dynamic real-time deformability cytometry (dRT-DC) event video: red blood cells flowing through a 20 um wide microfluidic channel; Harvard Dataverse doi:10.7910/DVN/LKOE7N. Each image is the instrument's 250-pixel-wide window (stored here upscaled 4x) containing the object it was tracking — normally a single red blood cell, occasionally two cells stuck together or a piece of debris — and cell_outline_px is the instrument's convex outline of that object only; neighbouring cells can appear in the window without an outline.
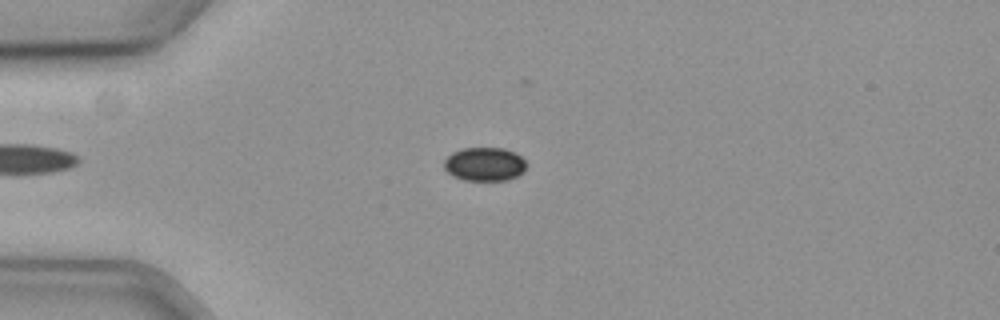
{"species": "common noctule bat (a hibernating species)", "species_latin": "Nyctalus noctula", "temperature_condition": "cold", "stored_images_in_passage": 51, "camera_frame_rate_fps": 3000, "um_per_image_px": 0.085, "animal": {"sex": "female", "body_mass_g": 19.3, "forearm_length_mm": 54.1}, "frame": {"image": 1, "passage_image": 8, "time_ms": 2.333, "image_size_px": [1000, 320], "cell_outline_px": [[528, 164], [524, 172], [508, 180], [464, 180], [452, 176], [444, 168], [444, 160], [452, 152], [464, 148], [504, 148], [516, 152]], "centroid_in_image_um": [41.21, 13.95], "position_along_channel_um": 43.8, "area_um2": 16.3}}
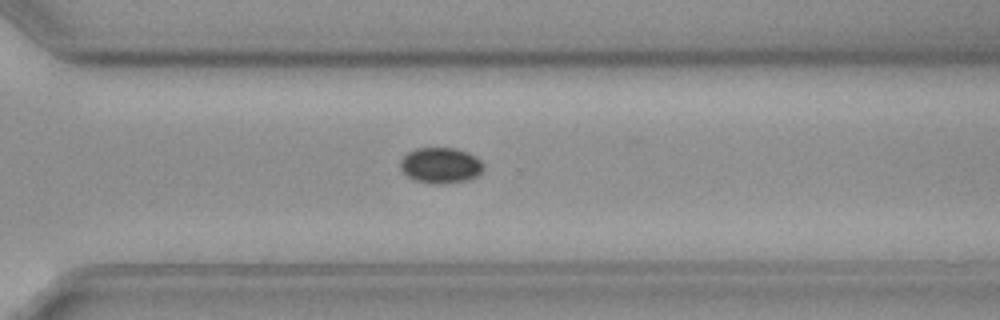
{"frame": {"image": 2, "passage_image": 34, "time_ms": 11.0, "image_size_px": [1000, 320], "cell_outline_px": [[484, 168], [476, 176], [468, 180], [444, 184], [436, 184], [416, 180], [408, 176], [400, 168], [400, 160], [408, 152], [416, 148], [456, 148], [468, 152], [476, 156], [484, 164]], "centroid_in_image_um": [37.47, 14.05], "position_along_channel_um": 333.1, "area_um2": 17.34}}
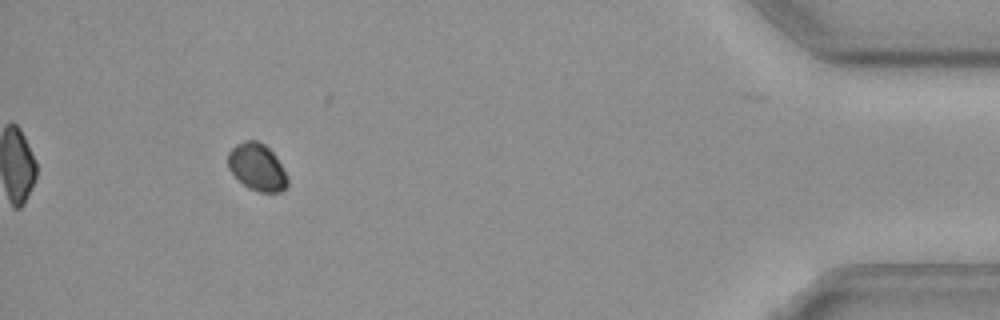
{"frame": {"image": 3, "passage_image": 46, "time_ms": 15.0, "image_size_px": [1000, 320], "cell_outline_px": [[288, 188], [280, 192], [260, 192], [248, 188], [228, 168], [228, 152], [236, 144], [244, 140], [256, 140], [264, 144], [276, 156], [288, 180]], "centroid_in_image_um": [21.85, 14.2], "position_along_channel_um": 413.3, "area_um2": 16.24}}